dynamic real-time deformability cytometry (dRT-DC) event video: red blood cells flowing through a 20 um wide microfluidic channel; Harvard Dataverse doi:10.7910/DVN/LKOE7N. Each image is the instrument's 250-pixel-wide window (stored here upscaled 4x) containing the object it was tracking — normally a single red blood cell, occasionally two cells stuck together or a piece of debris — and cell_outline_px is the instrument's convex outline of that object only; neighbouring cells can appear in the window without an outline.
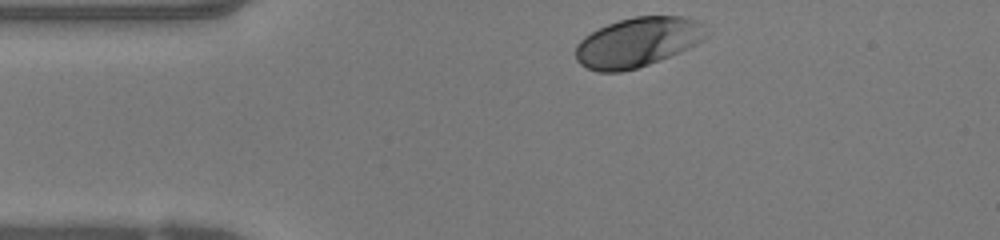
{"species": "human", "species_latin": "Homo sapiens", "temperature_condition": "warm", "stored_images_in_passage": 32, "camera_frame_rate_fps": 3000, "um_per_image_px": 0.085, "donor": {"sex": "female"}, "frame": {"image": 1, "passage_image": 1, "time_ms": 0.0, "image_size_px": [1000, 240], "cell_outline_px": [[708, 36], [696, 44], [688, 48], [660, 60], [636, 68], [620, 72], [600, 72], [588, 68], [580, 64], [576, 60], [576, 44], [584, 36], [608, 24], [632, 16], [680, 16], [696, 20]], "centroid_in_image_um": [54.16, 3.59], "position_along_channel_um": 30.8, "area_um2": 37.28}}
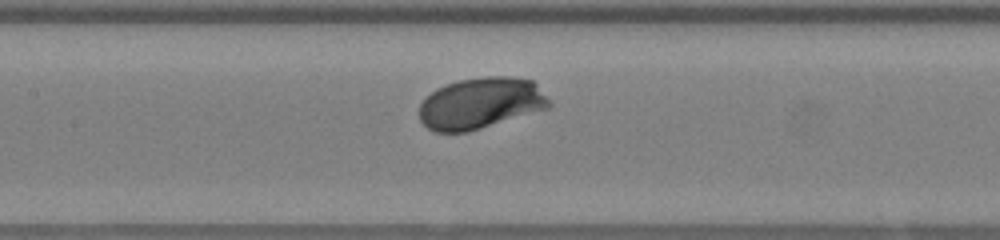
{"frame": {"image": 2, "passage_image": 14, "time_ms": 4.333, "image_size_px": [1000, 240], "cell_outline_px": [[552, 104], [548, 108], [468, 132], [436, 132], [428, 128], [420, 120], [420, 104], [436, 88], [460, 80], [484, 76], [508, 76], [532, 80], [536, 84]], "centroid_in_image_um": [40.86, 8.77], "position_along_channel_um": 166.5, "area_um2": 38.49}}
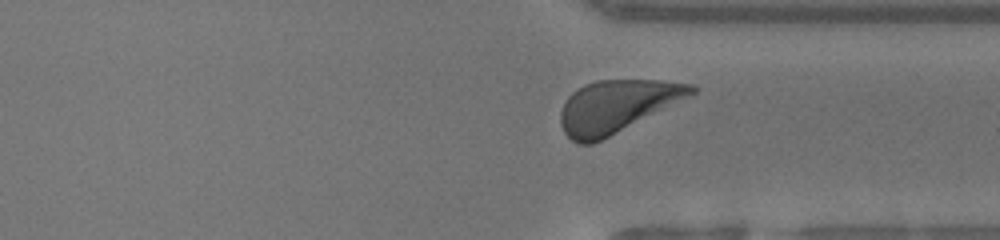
{"frame": {"image": 3, "passage_image": 28, "time_ms": 9.0, "image_size_px": [1000, 240], "cell_outline_px": [[696, 92], [592, 144], [576, 144], [564, 132], [560, 124], [560, 112], [568, 96], [572, 92], [584, 84], [596, 80], [660, 80], [696, 84]], "centroid_in_image_um": [52.38, 9.01], "position_along_channel_um": 359.0, "area_um2": 39.19}, "authors_computed_cell_mechanics": {"area_um2": 38.2636, "velocity_mm_per_s": 4.1251, "shape_relaxation_time_tau1_ms": 1.1765, "shape_relaxation_time_tau2_ms": 2.0296, "deformation_change_tau1": 0.1147, "deformation_change_tau2": 0.0699}}